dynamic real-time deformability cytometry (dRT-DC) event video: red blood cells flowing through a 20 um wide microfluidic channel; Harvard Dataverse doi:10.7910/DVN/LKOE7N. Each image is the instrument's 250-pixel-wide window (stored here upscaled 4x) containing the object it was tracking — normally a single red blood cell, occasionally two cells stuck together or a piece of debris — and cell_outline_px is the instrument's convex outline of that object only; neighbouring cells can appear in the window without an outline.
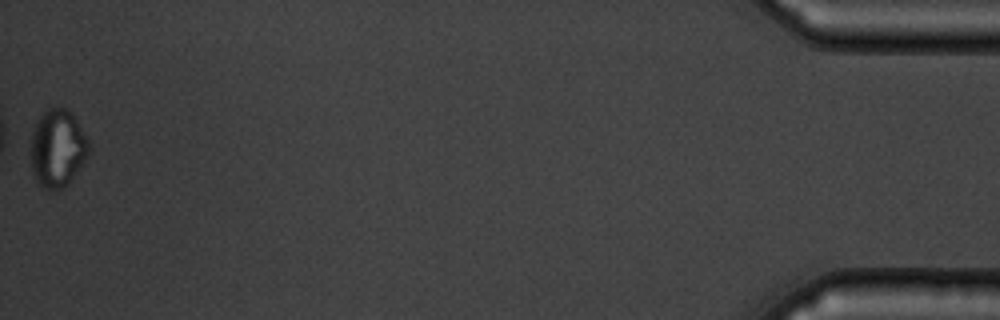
{"species": "common noctule bat (a hibernating species)", "species_latin": "Nyctalus noctula", "temperature_condition": "warm", "stored_images_in_passage": 38, "camera_frame_rate_fps": 3000, "um_per_image_px": 0.085, "animal": {"sex": "male", "body_mass_g": 19.5, "forearm_length_mm": 54.6}, "frame": {"image": 1, "passage_image": 38, "time_ms": 12.333, "image_size_px": [1000, 320], "cell_outline_px": [[92, 148], [80, 168], [68, 184], [60, 188], [48, 192], [36, 180], [32, 168], [28, 152], [28, 140], [32, 128], [36, 120], [52, 104], [68, 108], [72, 112], [92, 144]], "centroid_in_image_um": [4.87, 12.55], "position_along_channel_um": 430.3, "area_um2": 27.63}, "authors_computed_cell_mechanics": {"area_um2": 24.3916, "velocity_mm_per_s": 3.7429, "shape_relaxation_time_tau1_ms": null, "shape_relaxation_time_tau2_ms": 2.5748, "deformation_change_tau1": null, "deformation_change_tau2": 0.0509}}